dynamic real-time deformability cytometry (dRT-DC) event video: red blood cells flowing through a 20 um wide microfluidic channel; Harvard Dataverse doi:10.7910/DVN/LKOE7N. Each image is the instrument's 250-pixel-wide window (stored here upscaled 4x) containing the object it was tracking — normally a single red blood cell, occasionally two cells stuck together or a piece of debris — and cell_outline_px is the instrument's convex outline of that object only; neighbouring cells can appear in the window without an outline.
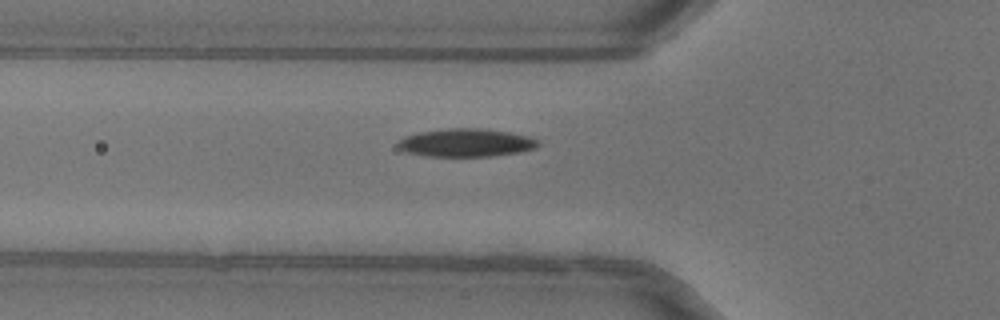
{"species": "common noctule bat (a hibernating species)", "species_latin": "Nyctalus noctula", "temperature_condition": "warm", "stored_images_in_passage": 36, "camera_frame_rate_fps": 3000, "um_per_image_px": 0.085, "animal": {"sex": "female"}, "frame": {"image": 1, "passage_image": 6, "time_ms": 1.667, "image_size_px": [1000, 320], "cell_outline_px": [[540, 144], [536, 148], [520, 152], [492, 156], [428, 156], [408, 152], [400, 148], [396, 144], [404, 136], [416, 132], [448, 128], [480, 128], [508, 132], [528, 136], [540, 140]], "centroid_in_image_um": [39.64, 12.12], "position_along_channel_um": 86.2, "area_um2": 23.0}, "authors_computed_cell_mechanics": {"area_um2": 22.7154, "velocity_mm_per_s": 4.015, "shape_relaxation_time_tau1_ms": 4.3057, "shape_relaxation_time_tau2_ms": 2.3724, "deformation_change_tau1": 0.1615, "deformation_change_tau2": 0.0752}}